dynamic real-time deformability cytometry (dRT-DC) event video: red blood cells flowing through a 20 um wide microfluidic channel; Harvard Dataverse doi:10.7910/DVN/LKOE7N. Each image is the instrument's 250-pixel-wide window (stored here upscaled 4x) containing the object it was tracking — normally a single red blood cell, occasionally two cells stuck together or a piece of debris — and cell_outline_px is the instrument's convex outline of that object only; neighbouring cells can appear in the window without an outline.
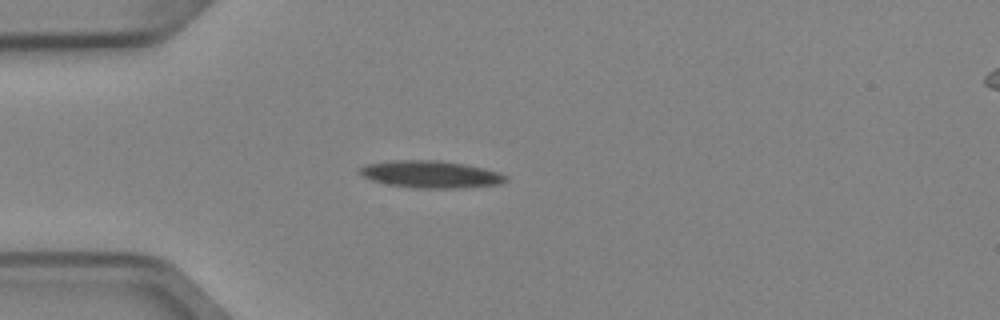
{"species": "Egyptian fruit bat (a non-hibernating species)", "species_latin": "Rousettus aegyptiacus", "temperature_condition": "cold", "stored_images_in_passage": 1, "camera_frame_rate_fps": 3000, "um_per_image_px": 0.085, "animal": {"sex": "female"}, "frame": {"image": 1, "passage_image": 1, "time_ms": 0.0, "image_size_px": [1000, 320], "cell_outline_px": [[508, 180], [500, 184], [460, 188], [416, 188], [388, 184], [372, 180], [364, 176], [360, 172], [360, 168], [364, 164], [392, 160], [436, 160], [464, 164], [484, 168], [500, 172], [508, 176]], "centroid_in_image_um": [36.65, 14.81], "position_along_channel_um": 48.4, "area_um2": 23.12}}